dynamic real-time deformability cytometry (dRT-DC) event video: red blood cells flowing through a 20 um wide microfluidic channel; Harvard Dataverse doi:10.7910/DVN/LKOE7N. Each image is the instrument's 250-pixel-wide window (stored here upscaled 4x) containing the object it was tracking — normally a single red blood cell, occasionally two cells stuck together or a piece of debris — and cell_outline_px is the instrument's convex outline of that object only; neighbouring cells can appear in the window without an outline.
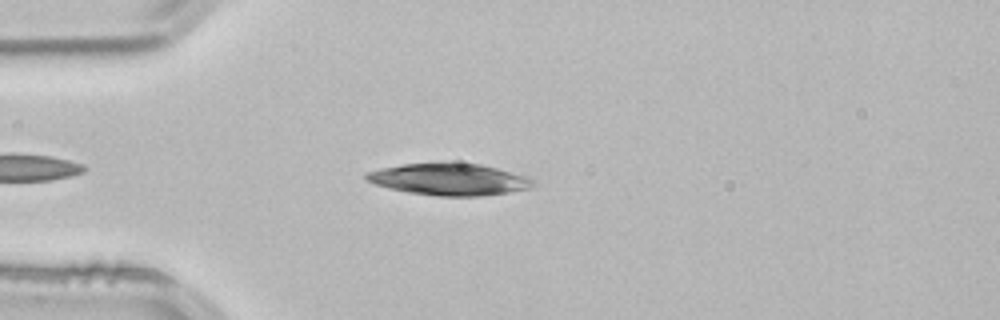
{"species": "common noctule bat (a hibernating species)", "species_latin": "Nyctalus noctula", "temperature_condition": "room temperature", "stored_images_in_passage": 39, "camera_frame_rate_fps": 3000, "um_per_image_px": 0.085, "animal": {"sex": "male", "body_mass_g": 21.5, "forearm_length_mm": 52.0}, "frame": {"image": 1, "passage_image": 6, "time_ms": 1.667, "image_size_px": [1000, 320], "cell_outline_px": [[536, 184], [532, 188], [508, 192], [480, 196], [436, 196], [408, 192], [388, 188], [376, 184], [368, 180], [364, 176], [368, 172], [380, 168], [404, 164], [480, 164], [528, 176], [536, 180]], "centroid_in_image_um": [38.24, 15.26], "position_along_channel_um": 46.8, "area_um2": 30.52}}
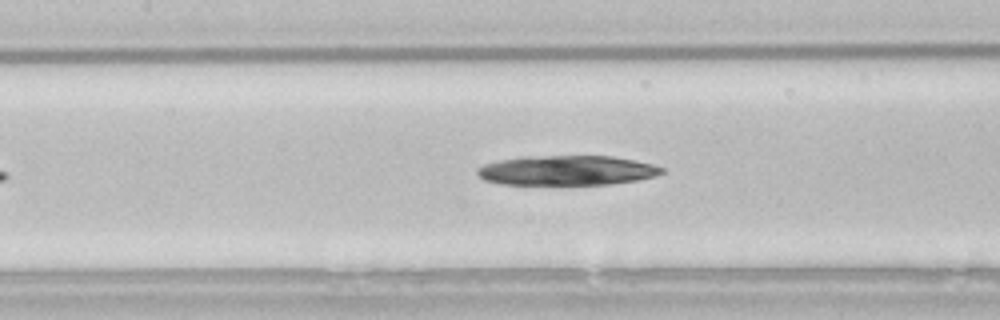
{"frame": {"image": 2, "passage_image": 16, "time_ms": 5.0, "image_size_px": [1000, 320], "cell_outline_px": [[664, 172], [656, 176], [636, 180], [612, 184], [500, 184], [484, 180], [476, 172], [476, 168], [484, 164], [500, 160], [528, 156], [612, 156], [652, 164], [664, 168]], "centroid_in_image_um": [48.17, 14.48], "position_along_channel_um": 159.2, "area_um2": 31.85}}
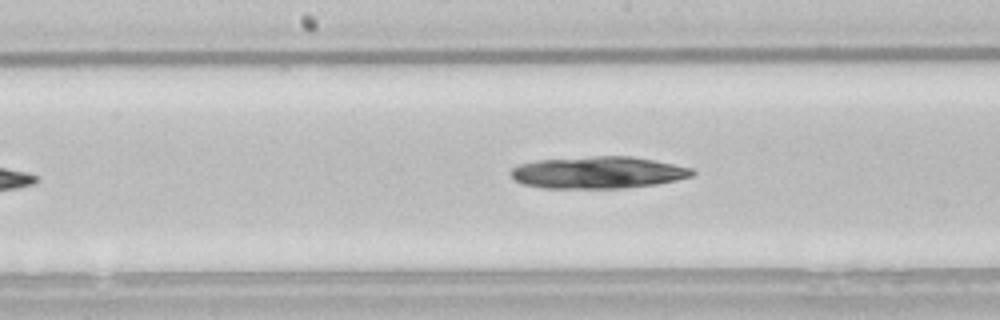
{"frame": {"image": 3, "passage_image": 19, "time_ms": 6.0, "image_size_px": [1000, 320], "cell_outline_px": [[696, 172], [692, 176], [676, 180], [656, 184], [624, 188], [540, 188], [520, 184], [512, 176], [512, 168], [520, 164], [536, 160], [592, 156], [632, 156], [692, 168]], "centroid_in_image_um": [50.81, 14.67], "position_along_channel_um": 197.4, "area_um2": 33.81}}